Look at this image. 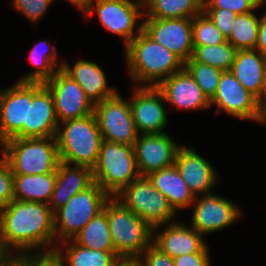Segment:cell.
<instances>
[{
  "mask_svg": "<svg viewBox=\"0 0 266 266\" xmlns=\"http://www.w3.org/2000/svg\"><path fill=\"white\" fill-rule=\"evenodd\" d=\"M54 237V213L48 204L12 200L3 207L2 254H9L11 247L31 254Z\"/></svg>",
  "mask_w": 266,
  "mask_h": 266,
  "instance_id": "cell-1",
  "label": "cell"
},
{
  "mask_svg": "<svg viewBox=\"0 0 266 266\" xmlns=\"http://www.w3.org/2000/svg\"><path fill=\"white\" fill-rule=\"evenodd\" d=\"M130 76L144 86L157 87L164 79L184 69L185 62L141 31L126 46Z\"/></svg>",
  "mask_w": 266,
  "mask_h": 266,
  "instance_id": "cell-2",
  "label": "cell"
},
{
  "mask_svg": "<svg viewBox=\"0 0 266 266\" xmlns=\"http://www.w3.org/2000/svg\"><path fill=\"white\" fill-rule=\"evenodd\" d=\"M62 124L64 130L55 136L60 161L93 169L103 141L95 114Z\"/></svg>",
  "mask_w": 266,
  "mask_h": 266,
  "instance_id": "cell-3",
  "label": "cell"
},
{
  "mask_svg": "<svg viewBox=\"0 0 266 266\" xmlns=\"http://www.w3.org/2000/svg\"><path fill=\"white\" fill-rule=\"evenodd\" d=\"M1 145L2 156L6 158L13 175L48 174L57 171L60 159L55 137L9 138Z\"/></svg>",
  "mask_w": 266,
  "mask_h": 266,
  "instance_id": "cell-4",
  "label": "cell"
},
{
  "mask_svg": "<svg viewBox=\"0 0 266 266\" xmlns=\"http://www.w3.org/2000/svg\"><path fill=\"white\" fill-rule=\"evenodd\" d=\"M107 220L114 249L119 257H141L153 243V228L115 197L107 201Z\"/></svg>",
  "mask_w": 266,
  "mask_h": 266,
  "instance_id": "cell-5",
  "label": "cell"
},
{
  "mask_svg": "<svg viewBox=\"0 0 266 266\" xmlns=\"http://www.w3.org/2000/svg\"><path fill=\"white\" fill-rule=\"evenodd\" d=\"M92 171L94 182L110 197H115L140 176L134 147L103 140Z\"/></svg>",
  "mask_w": 266,
  "mask_h": 266,
  "instance_id": "cell-6",
  "label": "cell"
},
{
  "mask_svg": "<svg viewBox=\"0 0 266 266\" xmlns=\"http://www.w3.org/2000/svg\"><path fill=\"white\" fill-rule=\"evenodd\" d=\"M110 198L95 182L86 190L72 196L54 213V230L57 239L67 245L68 241L72 240L93 217L103 211Z\"/></svg>",
  "mask_w": 266,
  "mask_h": 266,
  "instance_id": "cell-7",
  "label": "cell"
},
{
  "mask_svg": "<svg viewBox=\"0 0 266 266\" xmlns=\"http://www.w3.org/2000/svg\"><path fill=\"white\" fill-rule=\"evenodd\" d=\"M115 198L146 221L153 231L171 221L170 219H173L176 213L167 198L154 187L148 176H139Z\"/></svg>",
  "mask_w": 266,
  "mask_h": 266,
  "instance_id": "cell-8",
  "label": "cell"
},
{
  "mask_svg": "<svg viewBox=\"0 0 266 266\" xmlns=\"http://www.w3.org/2000/svg\"><path fill=\"white\" fill-rule=\"evenodd\" d=\"M94 114L103 140L133 146L136 131L130 101L123 100L118 93L94 105Z\"/></svg>",
  "mask_w": 266,
  "mask_h": 266,
  "instance_id": "cell-9",
  "label": "cell"
},
{
  "mask_svg": "<svg viewBox=\"0 0 266 266\" xmlns=\"http://www.w3.org/2000/svg\"><path fill=\"white\" fill-rule=\"evenodd\" d=\"M44 85L52 93L58 123L94 113V105L83 89L61 67Z\"/></svg>",
  "mask_w": 266,
  "mask_h": 266,
  "instance_id": "cell-10",
  "label": "cell"
},
{
  "mask_svg": "<svg viewBox=\"0 0 266 266\" xmlns=\"http://www.w3.org/2000/svg\"><path fill=\"white\" fill-rule=\"evenodd\" d=\"M60 128L50 90L43 83L28 82L27 125H23V138L55 137Z\"/></svg>",
  "mask_w": 266,
  "mask_h": 266,
  "instance_id": "cell-11",
  "label": "cell"
},
{
  "mask_svg": "<svg viewBox=\"0 0 266 266\" xmlns=\"http://www.w3.org/2000/svg\"><path fill=\"white\" fill-rule=\"evenodd\" d=\"M144 19L142 31L154 42L166 47L184 62L192 57V18Z\"/></svg>",
  "mask_w": 266,
  "mask_h": 266,
  "instance_id": "cell-12",
  "label": "cell"
},
{
  "mask_svg": "<svg viewBox=\"0 0 266 266\" xmlns=\"http://www.w3.org/2000/svg\"><path fill=\"white\" fill-rule=\"evenodd\" d=\"M93 2L94 0L91 2L86 14H92L93 7H95V11L104 28L123 37L125 46L142 31L141 23L138 26L136 35L134 34L136 19L144 17V13L142 15L139 13V9L144 6L142 0H138V3L130 0H96L95 6H93Z\"/></svg>",
  "mask_w": 266,
  "mask_h": 266,
  "instance_id": "cell-13",
  "label": "cell"
},
{
  "mask_svg": "<svg viewBox=\"0 0 266 266\" xmlns=\"http://www.w3.org/2000/svg\"><path fill=\"white\" fill-rule=\"evenodd\" d=\"M133 147L140 176H148L160 169L173 166L181 146L166 133H159L138 136Z\"/></svg>",
  "mask_w": 266,
  "mask_h": 266,
  "instance_id": "cell-14",
  "label": "cell"
},
{
  "mask_svg": "<svg viewBox=\"0 0 266 266\" xmlns=\"http://www.w3.org/2000/svg\"><path fill=\"white\" fill-rule=\"evenodd\" d=\"M130 101L132 117L138 135L164 133L167 115L162 101L163 93L153 86H138Z\"/></svg>",
  "mask_w": 266,
  "mask_h": 266,
  "instance_id": "cell-15",
  "label": "cell"
},
{
  "mask_svg": "<svg viewBox=\"0 0 266 266\" xmlns=\"http://www.w3.org/2000/svg\"><path fill=\"white\" fill-rule=\"evenodd\" d=\"M212 104L218 106V111H215L217 113L223 109L231 116L260 123L256 97L242 86L230 70L223 71L217 91L210 100V105Z\"/></svg>",
  "mask_w": 266,
  "mask_h": 266,
  "instance_id": "cell-16",
  "label": "cell"
},
{
  "mask_svg": "<svg viewBox=\"0 0 266 266\" xmlns=\"http://www.w3.org/2000/svg\"><path fill=\"white\" fill-rule=\"evenodd\" d=\"M28 82H17L0 92V143L9 138H23L27 125Z\"/></svg>",
  "mask_w": 266,
  "mask_h": 266,
  "instance_id": "cell-17",
  "label": "cell"
},
{
  "mask_svg": "<svg viewBox=\"0 0 266 266\" xmlns=\"http://www.w3.org/2000/svg\"><path fill=\"white\" fill-rule=\"evenodd\" d=\"M195 197L196 206L192 214L191 227L201 235L225 228L241 216V211L224 197L205 194Z\"/></svg>",
  "mask_w": 266,
  "mask_h": 266,
  "instance_id": "cell-18",
  "label": "cell"
},
{
  "mask_svg": "<svg viewBox=\"0 0 266 266\" xmlns=\"http://www.w3.org/2000/svg\"><path fill=\"white\" fill-rule=\"evenodd\" d=\"M157 88L163 93L165 100L174 106L189 110L211 106L202 89L185 68L164 79Z\"/></svg>",
  "mask_w": 266,
  "mask_h": 266,
  "instance_id": "cell-19",
  "label": "cell"
},
{
  "mask_svg": "<svg viewBox=\"0 0 266 266\" xmlns=\"http://www.w3.org/2000/svg\"><path fill=\"white\" fill-rule=\"evenodd\" d=\"M174 165L195 196L210 194L209 190L217 180L216 173L210 162L199 156L194 149L180 147Z\"/></svg>",
  "mask_w": 266,
  "mask_h": 266,
  "instance_id": "cell-20",
  "label": "cell"
},
{
  "mask_svg": "<svg viewBox=\"0 0 266 266\" xmlns=\"http://www.w3.org/2000/svg\"><path fill=\"white\" fill-rule=\"evenodd\" d=\"M93 183V171L91 168L79 165L70 168L68 163L60 161L56 171L54 191L48 203L51 211L55 213L72 196L86 190Z\"/></svg>",
  "mask_w": 266,
  "mask_h": 266,
  "instance_id": "cell-21",
  "label": "cell"
},
{
  "mask_svg": "<svg viewBox=\"0 0 266 266\" xmlns=\"http://www.w3.org/2000/svg\"><path fill=\"white\" fill-rule=\"evenodd\" d=\"M153 244L172 258L189 253H209L202 235L192 227L170 224L160 234L153 237Z\"/></svg>",
  "mask_w": 266,
  "mask_h": 266,
  "instance_id": "cell-22",
  "label": "cell"
},
{
  "mask_svg": "<svg viewBox=\"0 0 266 266\" xmlns=\"http://www.w3.org/2000/svg\"><path fill=\"white\" fill-rule=\"evenodd\" d=\"M60 67L80 85L93 105L117 93L112 88H108L102 69L94 62L79 60L73 68L63 62Z\"/></svg>",
  "mask_w": 266,
  "mask_h": 266,
  "instance_id": "cell-23",
  "label": "cell"
},
{
  "mask_svg": "<svg viewBox=\"0 0 266 266\" xmlns=\"http://www.w3.org/2000/svg\"><path fill=\"white\" fill-rule=\"evenodd\" d=\"M266 70V56L256 49L237 50L231 72L242 86L256 98Z\"/></svg>",
  "mask_w": 266,
  "mask_h": 266,
  "instance_id": "cell-24",
  "label": "cell"
},
{
  "mask_svg": "<svg viewBox=\"0 0 266 266\" xmlns=\"http://www.w3.org/2000/svg\"><path fill=\"white\" fill-rule=\"evenodd\" d=\"M154 187L168 200L175 212L195 202V195L181 177L175 165L148 175Z\"/></svg>",
  "mask_w": 266,
  "mask_h": 266,
  "instance_id": "cell-25",
  "label": "cell"
},
{
  "mask_svg": "<svg viewBox=\"0 0 266 266\" xmlns=\"http://www.w3.org/2000/svg\"><path fill=\"white\" fill-rule=\"evenodd\" d=\"M55 181L56 171L48 174L13 175L14 200L48 204Z\"/></svg>",
  "mask_w": 266,
  "mask_h": 266,
  "instance_id": "cell-26",
  "label": "cell"
},
{
  "mask_svg": "<svg viewBox=\"0 0 266 266\" xmlns=\"http://www.w3.org/2000/svg\"><path fill=\"white\" fill-rule=\"evenodd\" d=\"M73 242V243H72ZM70 246L67 247L62 257V252L59 248L45 250L44 253H55L64 266V259L69 266H115L119 256L116 251H100L89 249L76 244L72 241Z\"/></svg>",
  "mask_w": 266,
  "mask_h": 266,
  "instance_id": "cell-27",
  "label": "cell"
},
{
  "mask_svg": "<svg viewBox=\"0 0 266 266\" xmlns=\"http://www.w3.org/2000/svg\"><path fill=\"white\" fill-rule=\"evenodd\" d=\"M71 241L89 249L115 251L107 220V202L103 211L93 217Z\"/></svg>",
  "mask_w": 266,
  "mask_h": 266,
  "instance_id": "cell-28",
  "label": "cell"
},
{
  "mask_svg": "<svg viewBox=\"0 0 266 266\" xmlns=\"http://www.w3.org/2000/svg\"><path fill=\"white\" fill-rule=\"evenodd\" d=\"M204 0H143L146 18H193L203 12Z\"/></svg>",
  "mask_w": 266,
  "mask_h": 266,
  "instance_id": "cell-29",
  "label": "cell"
},
{
  "mask_svg": "<svg viewBox=\"0 0 266 266\" xmlns=\"http://www.w3.org/2000/svg\"><path fill=\"white\" fill-rule=\"evenodd\" d=\"M260 19L253 13L237 14L227 41L237 50L255 49Z\"/></svg>",
  "mask_w": 266,
  "mask_h": 266,
  "instance_id": "cell-30",
  "label": "cell"
},
{
  "mask_svg": "<svg viewBox=\"0 0 266 266\" xmlns=\"http://www.w3.org/2000/svg\"><path fill=\"white\" fill-rule=\"evenodd\" d=\"M237 49L228 41L214 46H194L192 59L222 71L232 68Z\"/></svg>",
  "mask_w": 266,
  "mask_h": 266,
  "instance_id": "cell-31",
  "label": "cell"
},
{
  "mask_svg": "<svg viewBox=\"0 0 266 266\" xmlns=\"http://www.w3.org/2000/svg\"><path fill=\"white\" fill-rule=\"evenodd\" d=\"M42 45H47L49 50V43L43 41ZM40 44H36L35 47L30 52V60L31 62L37 66L38 68L27 76L21 78L19 82H33V83H45L47 82L58 69L55 68L57 66V52L56 49L53 48L52 53L48 50H43V52H39L38 49ZM42 50V49H41ZM50 53V54H49Z\"/></svg>",
  "mask_w": 266,
  "mask_h": 266,
  "instance_id": "cell-32",
  "label": "cell"
},
{
  "mask_svg": "<svg viewBox=\"0 0 266 266\" xmlns=\"http://www.w3.org/2000/svg\"><path fill=\"white\" fill-rule=\"evenodd\" d=\"M184 68L191 74L210 101L217 91L223 71L208 64L196 62L192 58L185 62Z\"/></svg>",
  "mask_w": 266,
  "mask_h": 266,
  "instance_id": "cell-33",
  "label": "cell"
},
{
  "mask_svg": "<svg viewBox=\"0 0 266 266\" xmlns=\"http://www.w3.org/2000/svg\"><path fill=\"white\" fill-rule=\"evenodd\" d=\"M192 36L193 46H214L227 41L204 12L192 18Z\"/></svg>",
  "mask_w": 266,
  "mask_h": 266,
  "instance_id": "cell-34",
  "label": "cell"
},
{
  "mask_svg": "<svg viewBox=\"0 0 266 266\" xmlns=\"http://www.w3.org/2000/svg\"><path fill=\"white\" fill-rule=\"evenodd\" d=\"M259 7V0H204L203 8L229 9L237 14H247Z\"/></svg>",
  "mask_w": 266,
  "mask_h": 266,
  "instance_id": "cell-35",
  "label": "cell"
},
{
  "mask_svg": "<svg viewBox=\"0 0 266 266\" xmlns=\"http://www.w3.org/2000/svg\"><path fill=\"white\" fill-rule=\"evenodd\" d=\"M203 12L211 19L215 26L227 39L231 34V29L237 13L229 9L203 8Z\"/></svg>",
  "mask_w": 266,
  "mask_h": 266,
  "instance_id": "cell-36",
  "label": "cell"
},
{
  "mask_svg": "<svg viewBox=\"0 0 266 266\" xmlns=\"http://www.w3.org/2000/svg\"><path fill=\"white\" fill-rule=\"evenodd\" d=\"M14 200L13 173L3 156L0 159V206L4 207Z\"/></svg>",
  "mask_w": 266,
  "mask_h": 266,
  "instance_id": "cell-37",
  "label": "cell"
},
{
  "mask_svg": "<svg viewBox=\"0 0 266 266\" xmlns=\"http://www.w3.org/2000/svg\"><path fill=\"white\" fill-rule=\"evenodd\" d=\"M53 0H13L12 5L31 21L36 22L46 12Z\"/></svg>",
  "mask_w": 266,
  "mask_h": 266,
  "instance_id": "cell-38",
  "label": "cell"
},
{
  "mask_svg": "<svg viewBox=\"0 0 266 266\" xmlns=\"http://www.w3.org/2000/svg\"><path fill=\"white\" fill-rule=\"evenodd\" d=\"M21 254V266H62L55 253Z\"/></svg>",
  "mask_w": 266,
  "mask_h": 266,
  "instance_id": "cell-39",
  "label": "cell"
},
{
  "mask_svg": "<svg viewBox=\"0 0 266 266\" xmlns=\"http://www.w3.org/2000/svg\"><path fill=\"white\" fill-rule=\"evenodd\" d=\"M145 258H143V257ZM145 266H174L173 258L163 253L153 243L141 254Z\"/></svg>",
  "mask_w": 266,
  "mask_h": 266,
  "instance_id": "cell-40",
  "label": "cell"
},
{
  "mask_svg": "<svg viewBox=\"0 0 266 266\" xmlns=\"http://www.w3.org/2000/svg\"><path fill=\"white\" fill-rule=\"evenodd\" d=\"M174 266H210L208 253H189L173 258Z\"/></svg>",
  "mask_w": 266,
  "mask_h": 266,
  "instance_id": "cell-41",
  "label": "cell"
},
{
  "mask_svg": "<svg viewBox=\"0 0 266 266\" xmlns=\"http://www.w3.org/2000/svg\"><path fill=\"white\" fill-rule=\"evenodd\" d=\"M258 110L260 113V123H266V70L260 93L256 98Z\"/></svg>",
  "mask_w": 266,
  "mask_h": 266,
  "instance_id": "cell-42",
  "label": "cell"
},
{
  "mask_svg": "<svg viewBox=\"0 0 266 266\" xmlns=\"http://www.w3.org/2000/svg\"><path fill=\"white\" fill-rule=\"evenodd\" d=\"M255 49L266 56V14L259 21L258 41Z\"/></svg>",
  "mask_w": 266,
  "mask_h": 266,
  "instance_id": "cell-43",
  "label": "cell"
},
{
  "mask_svg": "<svg viewBox=\"0 0 266 266\" xmlns=\"http://www.w3.org/2000/svg\"><path fill=\"white\" fill-rule=\"evenodd\" d=\"M10 254L0 255V266H21V254L12 256Z\"/></svg>",
  "mask_w": 266,
  "mask_h": 266,
  "instance_id": "cell-44",
  "label": "cell"
},
{
  "mask_svg": "<svg viewBox=\"0 0 266 266\" xmlns=\"http://www.w3.org/2000/svg\"><path fill=\"white\" fill-rule=\"evenodd\" d=\"M141 257H119L115 266H145Z\"/></svg>",
  "mask_w": 266,
  "mask_h": 266,
  "instance_id": "cell-45",
  "label": "cell"
},
{
  "mask_svg": "<svg viewBox=\"0 0 266 266\" xmlns=\"http://www.w3.org/2000/svg\"><path fill=\"white\" fill-rule=\"evenodd\" d=\"M72 4H75L78 8H80L85 13L89 9V6L93 0H69Z\"/></svg>",
  "mask_w": 266,
  "mask_h": 266,
  "instance_id": "cell-46",
  "label": "cell"
},
{
  "mask_svg": "<svg viewBox=\"0 0 266 266\" xmlns=\"http://www.w3.org/2000/svg\"><path fill=\"white\" fill-rule=\"evenodd\" d=\"M2 222H3V207L0 206V252L2 253Z\"/></svg>",
  "mask_w": 266,
  "mask_h": 266,
  "instance_id": "cell-47",
  "label": "cell"
},
{
  "mask_svg": "<svg viewBox=\"0 0 266 266\" xmlns=\"http://www.w3.org/2000/svg\"><path fill=\"white\" fill-rule=\"evenodd\" d=\"M264 3L266 4V0H259V6Z\"/></svg>",
  "mask_w": 266,
  "mask_h": 266,
  "instance_id": "cell-48",
  "label": "cell"
}]
</instances>
